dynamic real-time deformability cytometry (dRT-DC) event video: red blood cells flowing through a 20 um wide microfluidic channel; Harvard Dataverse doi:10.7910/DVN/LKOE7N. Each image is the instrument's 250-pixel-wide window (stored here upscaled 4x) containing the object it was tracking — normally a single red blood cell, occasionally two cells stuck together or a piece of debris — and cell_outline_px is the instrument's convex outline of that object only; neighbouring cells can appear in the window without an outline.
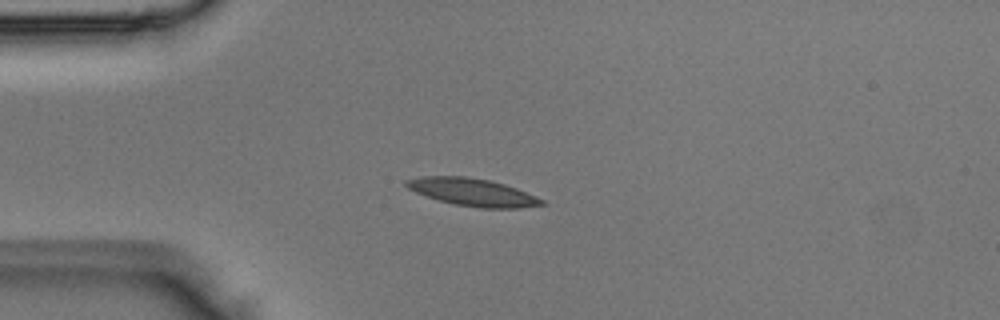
{"species": "Egyptian fruit bat (a non-hibernating species)", "species_latin": "Rousettus aegyptiacus", "temperature_condition": "room temperature", "stored_images_in_passage": 3, "camera_frame_rate_fps": 3000, "um_per_image_px": 0.085, "animal": {"sex": "male"}, "frame": {"image": 1, "passage_image": 3, "time_ms": 0.667, "image_size_px": [1000, 320], "cell_outline_px": [[548, 204], [520, 208], [480, 208], [456, 204], [440, 200], [416, 192], [408, 188], [404, 184], [404, 180], [420, 176], [468, 176], [492, 180], [516, 188], [536, 196], [544, 200]], "centroid_in_image_um": [40.2, 16.32], "position_along_channel_um": 44.8, "area_um2": 21.79}}